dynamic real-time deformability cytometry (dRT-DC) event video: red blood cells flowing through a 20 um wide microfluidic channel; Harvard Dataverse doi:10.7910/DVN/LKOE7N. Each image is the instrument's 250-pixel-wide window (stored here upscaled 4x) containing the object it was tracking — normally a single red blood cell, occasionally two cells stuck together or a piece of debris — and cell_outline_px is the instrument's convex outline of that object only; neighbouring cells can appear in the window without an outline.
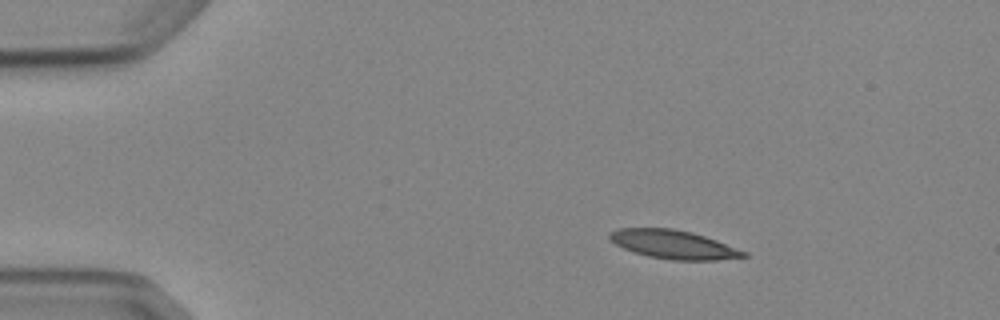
{"species": "Egyptian fruit bat (a non-hibernating species)", "species_latin": "Rousettus aegyptiacus", "temperature_condition": "cold", "stored_images_in_passage": 5, "camera_frame_rate_fps": 3000, "um_per_image_px": 0.085, "animal": {"sex": "female"}, "frame": {"image": 1, "passage_image": 3, "time_ms": 2.333, "image_size_px": [1000, 320], "cell_outline_px": [[748, 256], [716, 260], [672, 260], [648, 256], [624, 248], [616, 244], [608, 236], [608, 232], [616, 228], [672, 228], [692, 232], [716, 240], [748, 252]], "centroid_in_image_um": [57.25, 20.77], "position_along_channel_um": 27.8, "area_um2": 22.25}}